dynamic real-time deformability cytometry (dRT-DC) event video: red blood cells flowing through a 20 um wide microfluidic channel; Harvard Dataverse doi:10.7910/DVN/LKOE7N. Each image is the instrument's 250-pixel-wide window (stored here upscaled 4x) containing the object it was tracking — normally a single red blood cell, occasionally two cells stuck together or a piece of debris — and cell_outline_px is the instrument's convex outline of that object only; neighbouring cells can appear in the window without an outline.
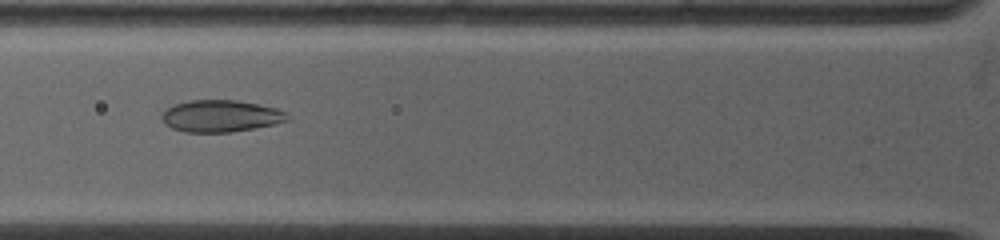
{"species": "common noctule bat (a hibernating species)", "species_latin": "Nyctalus noctula", "temperature_condition": "warm", "stored_images_in_passage": 19, "camera_frame_rate_fps": 5000, "um_per_image_px": 0.085, "animal": {"sex": "female", "body_mass_g": 19.0, "forearm_length_mm": 53.3}, "frame": {"image": 1, "passage_image": 8, "time_ms": 3.2, "image_size_px": [1000, 240], "cell_outline_px": [[288, 120], [276, 124], [232, 132], [184, 132], [172, 128], [164, 124], [160, 116], [172, 104], [188, 100], [236, 100], [276, 108], [284, 112], [288, 116]], "centroid_in_image_um": [18.72, 9.86], "position_along_channel_um": 107.1, "area_um2": 23.35}}
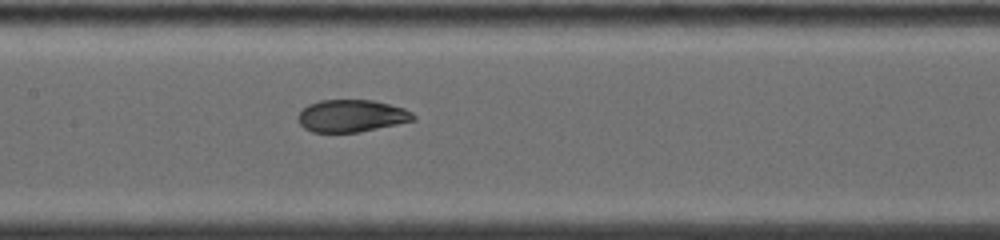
{"frame": {"image": 2, "passage_image": 13, "time_ms": 5.0, "image_size_px": [1000, 240], "cell_outline_px": [[416, 120], [360, 132], [312, 132], [304, 128], [300, 124], [296, 116], [308, 104], [320, 100], [372, 100], [404, 108], [412, 112], [416, 116]], "centroid_in_image_um": [29.88, 9.85], "position_along_channel_um": 177.5, "area_um2": 21.73}}
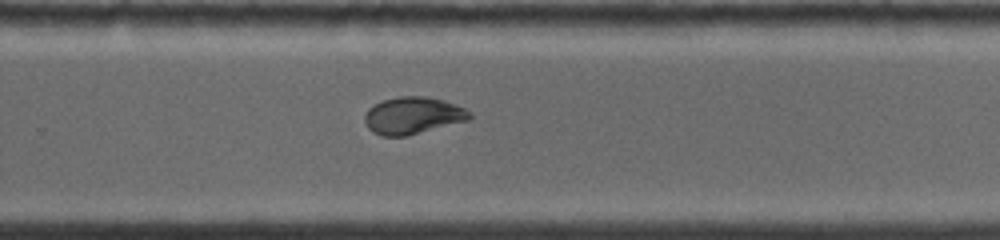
{"frame": {"image": 3, "passage_image": 19, "time_ms": 8.0, "image_size_px": [1000, 240], "cell_outline_px": [[472, 116], [468, 120], [404, 136], [380, 136], [372, 132], [368, 128], [364, 120], [364, 116], [368, 108], [384, 100], [400, 96], [424, 96], [444, 100], [456, 104], [472, 112]], "centroid_in_image_um": [35.08, 9.81], "position_along_channel_um": 294.7, "area_um2": 22.54}}